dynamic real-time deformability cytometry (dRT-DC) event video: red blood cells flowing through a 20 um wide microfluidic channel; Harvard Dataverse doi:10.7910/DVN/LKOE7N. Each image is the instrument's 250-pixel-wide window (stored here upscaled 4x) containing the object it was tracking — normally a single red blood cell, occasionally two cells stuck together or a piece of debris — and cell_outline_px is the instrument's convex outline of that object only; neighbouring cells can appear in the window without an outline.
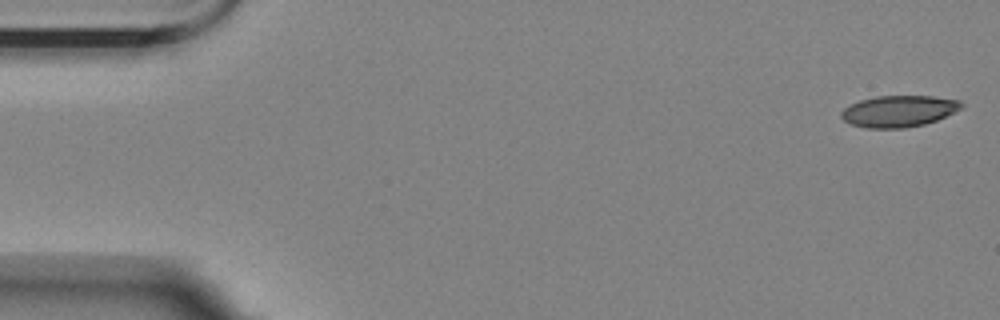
{"species": "Egyptian fruit bat (a non-hibernating species)", "species_latin": "Rousettus aegyptiacus", "temperature_condition": "room temperature", "stored_images_in_passage": 56, "camera_frame_rate_fps": 3000, "um_per_image_px": 0.085, "animal": {"sex": "female"}, "frame": {"image": 1, "passage_image": 1, "time_ms": 0.0, "image_size_px": [1000, 320], "cell_outline_px": [[964, 108], [936, 120], [924, 124], [904, 128], [868, 128], [852, 124], [844, 120], [840, 116], [840, 112], [844, 108], [860, 100], [876, 96], [932, 96], [960, 100], [964, 104]], "centroid_in_image_um": [76.42, 9.44], "position_along_channel_um": 8.6, "area_um2": 22.02}}
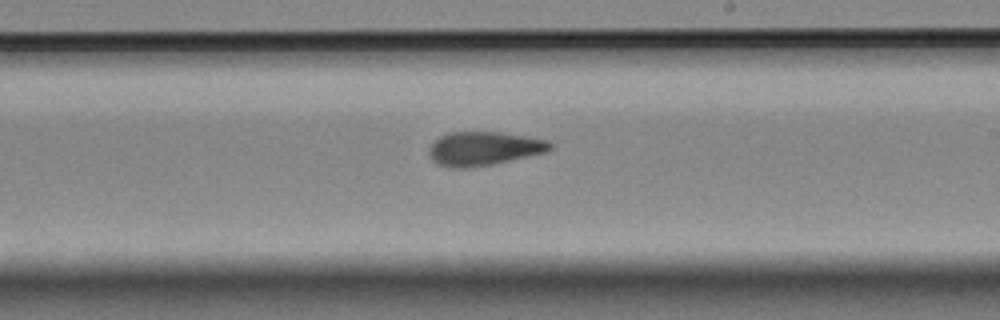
{"frame": {"image": 2, "passage_image": 32, "time_ms": 10.333, "image_size_px": [1000, 320], "cell_outline_px": [[552, 148], [544, 152], [492, 164], [468, 168], [448, 168], [436, 164], [432, 160], [428, 152], [432, 144], [440, 136], [448, 132], [500, 132], [548, 140], [552, 144]], "centroid_in_image_um": [41.07, 12.63], "position_along_channel_um": 247.9, "area_um2": 23.7}}
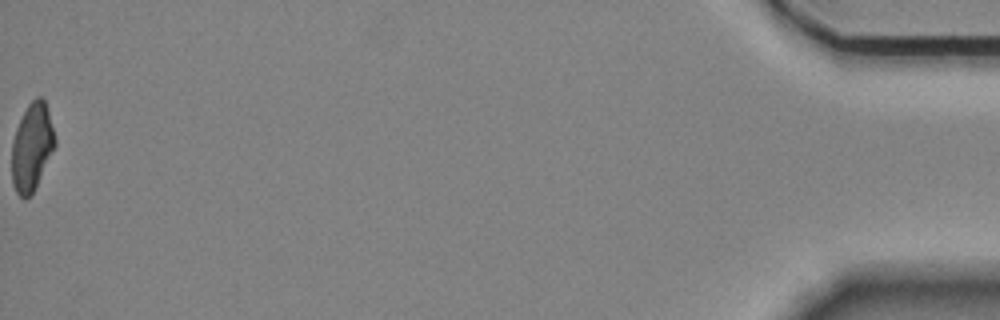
{"frame": {"image": 3, "passage_image": 56, "time_ms": 18.333, "image_size_px": [1000, 320], "cell_outline_px": [[56, 144], [32, 192], [24, 200], [16, 192], [12, 184], [12, 140], [16, 128], [28, 104], [36, 96], [40, 96], [44, 100], [48, 112], [56, 140]], "centroid_in_image_um": [2.69, 12.48], "position_along_channel_um": 432.5, "area_um2": 21.56}, "authors_computed_cell_mechanics": {"area_um2": 23.3801, "velocity_mm_per_s": 3.5463, "shape_relaxation_time_tau1_ms": 10.684, "shape_relaxation_time_tau2_ms": 3.1307, "deformation_change_tau1": 0.2217, "deformation_change_tau2": 0.0978}}